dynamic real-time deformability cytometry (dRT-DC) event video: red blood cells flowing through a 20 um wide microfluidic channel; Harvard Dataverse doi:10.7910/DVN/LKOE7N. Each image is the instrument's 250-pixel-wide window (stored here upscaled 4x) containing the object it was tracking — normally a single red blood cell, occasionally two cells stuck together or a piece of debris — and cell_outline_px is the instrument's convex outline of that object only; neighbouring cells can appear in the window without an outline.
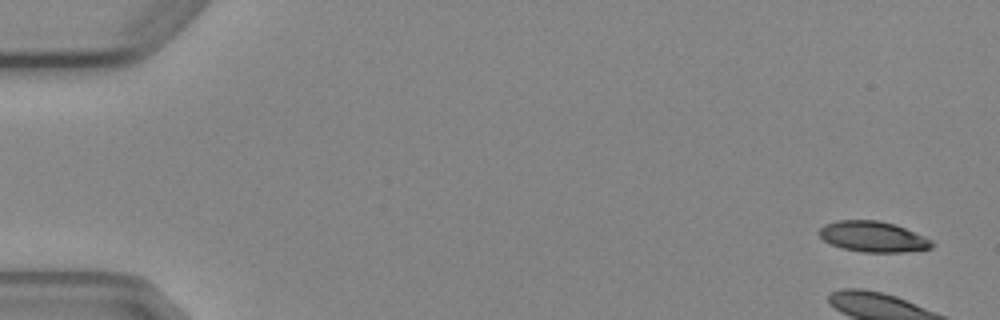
{"species": "Egyptian fruit bat (a non-hibernating species)", "species_latin": "Rousettus aegyptiacus", "temperature_condition": "cold", "stored_images_in_passage": 5, "camera_frame_rate_fps": 3000, "um_per_image_px": 0.085, "animal": {"sex": "female"}, "frame": {"image": 1, "passage_image": 1, "time_ms": 0.0, "image_size_px": [1000, 320], "cell_outline_px": [[936, 244], [932, 248], [904, 252], [864, 252], [840, 248], [824, 240], [820, 236], [820, 228], [824, 224], [836, 220], [880, 220], [904, 228], [924, 236], [932, 240]], "centroid_in_image_um": [74.22, 20.12], "position_along_channel_um": 10.8, "area_um2": 20.11}}